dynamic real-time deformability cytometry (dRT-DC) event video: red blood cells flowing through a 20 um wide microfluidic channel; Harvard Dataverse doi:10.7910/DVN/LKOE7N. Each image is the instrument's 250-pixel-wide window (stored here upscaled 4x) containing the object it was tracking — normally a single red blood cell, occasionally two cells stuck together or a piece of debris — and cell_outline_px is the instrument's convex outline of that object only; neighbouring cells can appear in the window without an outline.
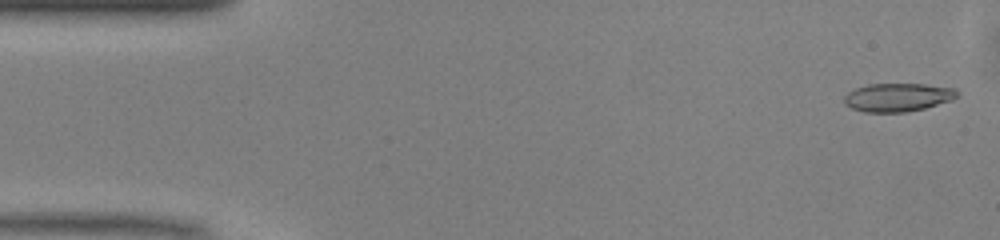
{"species": "common noctule bat (a hibernating species)", "species_latin": "Nyctalus noctula", "temperature_condition": "warm", "stored_images_in_passage": 15, "camera_frame_rate_fps": 3000, "um_per_image_px": 0.085, "animal": {"sex": "male", "body_mass_g": 13.0, "forearm_length_mm": 53.1}, "frame": {"image": 1, "passage_image": 2, "time_ms": 0.333, "image_size_px": [1000, 240], "cell_outline_px": [[960, 92], [952, 100], [924, 108], [904, 112], [864, 112], [852, 108], [844, 104], [844, 96], [848, 92], [856, 88], [868, 84], [924, 84], [956, 88]], "centroid_in_image_um": [76.31, 8.26], "position_along_channel_um": 8.7, "area_um2": 18.67}}
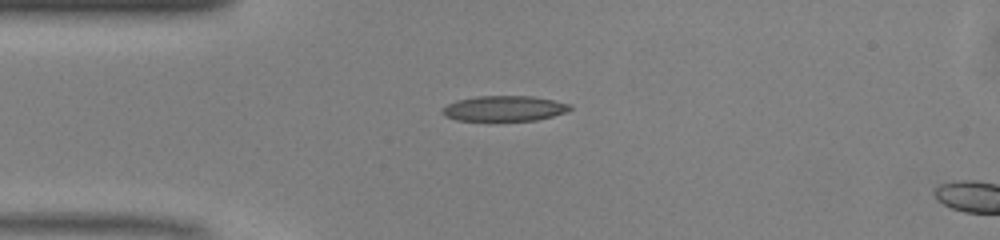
{"frame": {"image": 2, "passage_image": 12, "time_ms": 3.667, "image_size_px": [1000, 240], "cell_outline_px": [[572, 108], [564, 112], [552, 116], [536, 120], [456, 120], [444, 116], [440, 112], [440, 108], [456, 100], [476, 96], [532, 96], [572, 104]], "centroid_in_image_um": [42.81, 9.21], "position_along_channel_um": 42.2, "area_um2": 18.84}}